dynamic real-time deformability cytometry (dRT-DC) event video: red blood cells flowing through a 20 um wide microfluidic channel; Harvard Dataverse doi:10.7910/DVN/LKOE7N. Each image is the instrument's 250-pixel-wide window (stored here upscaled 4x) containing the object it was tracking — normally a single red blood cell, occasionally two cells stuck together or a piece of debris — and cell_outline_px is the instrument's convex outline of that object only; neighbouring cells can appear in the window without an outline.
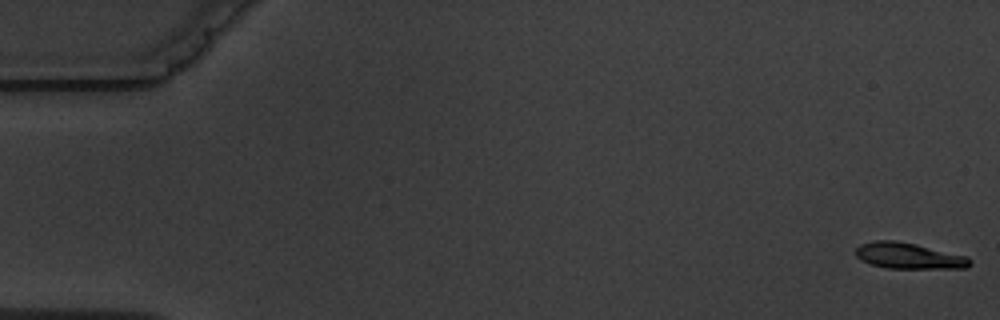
{"species": "common noctule bat (a hibernating species)", "species_latin": "Nyctalus noctula", "temperature_condition": "warm", "stored_images_in_passage": 14, "camera_frame_rate_fps": 3000, "um_per_image_px": 0.085, "animal": {"sex": "male", "body_mass_g": 19.5, "forearm_length_mm": 54.6}, "frame": {"image": 1, "passage_image": 1, "time_ms": 0.0, "image_size_px": [1000, 320], "cell_outline_px": [[972, 264], [968, 268], [888, 268], [872, 264], [860, 260], [856, 256], [856, 248], [860, 244], [876, 240], [896, 240], [916, 244], [968, 256], [972, 260]], "centroid_in_image_um": [77.28, 21.74], "position_along_channel_um": 7.7, "area_um2": 17.4}}
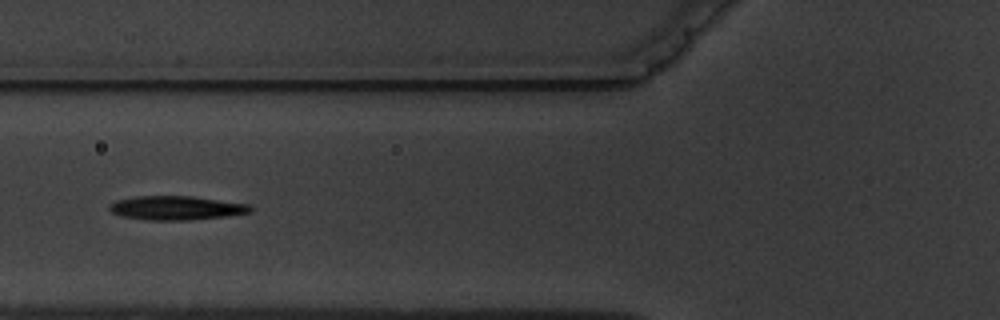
{"frame": {"image": 2, "passage_image": 6, "time_ms": 7.0, "image_size_px": [1000, 320], "cell_outline_px": [[252, 212], [224, 216], [188, 220], [152, 220], [120, 216], [112, 212], [108, 208], [108, 204], [116, 200], [136, 196], [192, 196], [248, 204], [252, 208]], "centroid_in_image_um": [14.94, 17.67], "position_along_channel_um": 110.9, "area_um2": 19.59}}
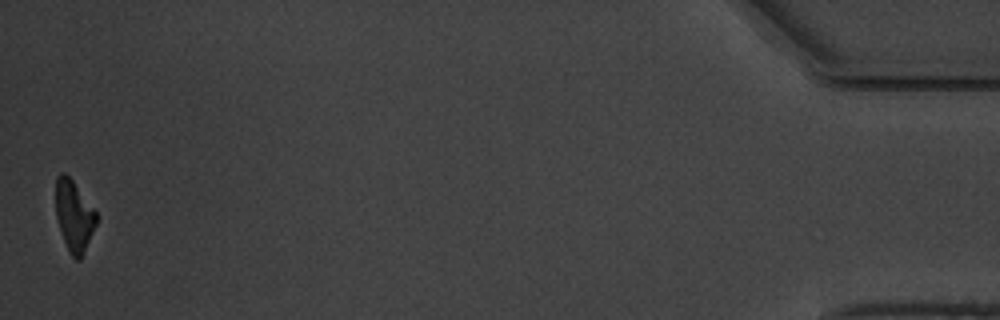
{"frame": {"image": 3, "passage_image": 14, "time_ms": 18.333, "image_size_px": [1000, 320], "cell_outline_px": [[96, 224], [80, 260], [76, 260], [68, 252], [56, 216], [56, 176], [60, 172], [64, 172], [72, 180], [96, 212]], "centroid_in_image_um": [6.27, 18.34], "position_along_channel_um": 428.9, "area_um2": 16.42}, "authors_computed_cell_mechanics": {"area_um2": 19.2763, "velocity_mm_per_s": 3.6037, "shape_relaxation_time_tau1_ms": 5.9368, "shape_relaxation_time_tau2_ms": 5.1504, "deformation_change_tau1": 0.1785, "deformation_change_tau2": 0.1538}}